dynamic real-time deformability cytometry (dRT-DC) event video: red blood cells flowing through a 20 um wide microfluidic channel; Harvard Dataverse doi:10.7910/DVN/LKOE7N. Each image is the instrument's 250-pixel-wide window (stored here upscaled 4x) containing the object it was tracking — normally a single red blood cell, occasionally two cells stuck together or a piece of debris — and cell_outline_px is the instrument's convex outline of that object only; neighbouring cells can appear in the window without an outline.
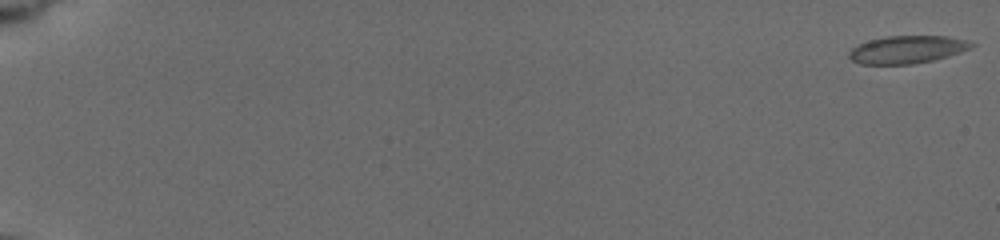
{"species": "common noctule bat (a hibernating species)", "species_latin": "Nyctalus noctula", "temperature_condition": "cold", "stored_images_in_passage": 16, "camera_frame_rate_fps": 3000, "um_per_image_px": 0.085, "animal": {"sex": "female", "body_mass_g": 19.5, "forearm_length_mm": 54.1}, "frame": {"image": 1, "passage_image": 1, "time_ms": 0.0, "image_size_px": [1000, 240], "cell_outline_px": [[976, 44], [972, 48], [948, 56], [932, 60], [912, 64], [860, 64], [852, 60], [848, 56], [848, 52], [852, 48], [860, 44], [872, 40], [888, 36], [948, 36], [968, 40]], "centroid_in_image_um": [77.15, 4.21], "position_along_channel_um": 7.9, "area_um2": 19.65}}
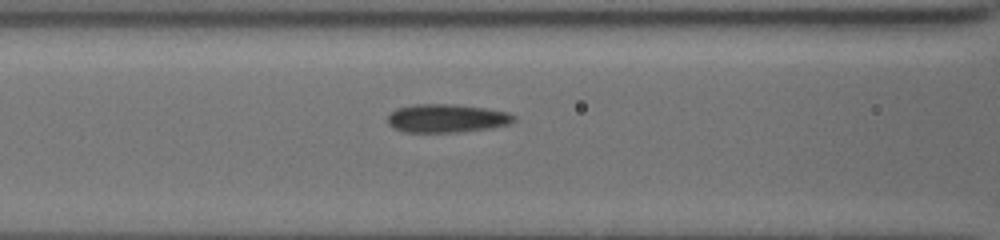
{"frame": {"image": 2, "passage_image": 14, "time_ms": 8.667, "image_size_px": [1000, 240], "cell_outline_px": [[516, 120], [508, 124], [488, 128], [456, 132], [404, 132], [388, 124], [388, 116], [392, 112], [400, 108], [416, 104], [448, 104], [484, 108], [508, 112], [516, 116]], "centroid_in_image_um": [37.99, 10.06], "position_along_channel_um": 128.6, "area_um2": 20.52}}
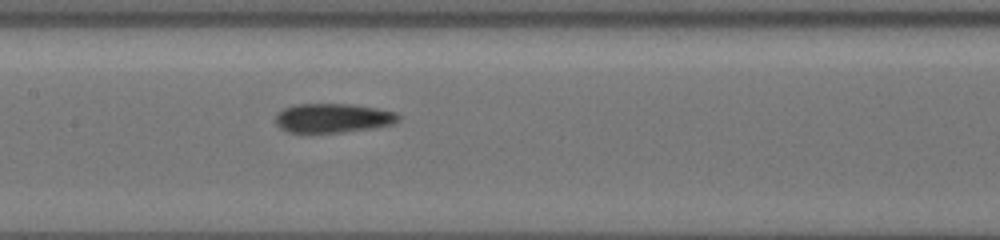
{"frame": {"image": 3, "passage_image": 16, "time_ms": 10.0, "image_size_px": [1000, 240], "cell_outline_px": [[400, 120], [392, 124], [372, 128], [340, 132], [288, 132], [280, 128], [276, 124], [276, 116], [284, 108], [300, 104], [344, 104], [372, 108], [396, 112], [400, 116]], "centroid_in_image_um": [28.29, 10.04], "position_along_channel_um": 179.1, "area_um2": 20.46}}